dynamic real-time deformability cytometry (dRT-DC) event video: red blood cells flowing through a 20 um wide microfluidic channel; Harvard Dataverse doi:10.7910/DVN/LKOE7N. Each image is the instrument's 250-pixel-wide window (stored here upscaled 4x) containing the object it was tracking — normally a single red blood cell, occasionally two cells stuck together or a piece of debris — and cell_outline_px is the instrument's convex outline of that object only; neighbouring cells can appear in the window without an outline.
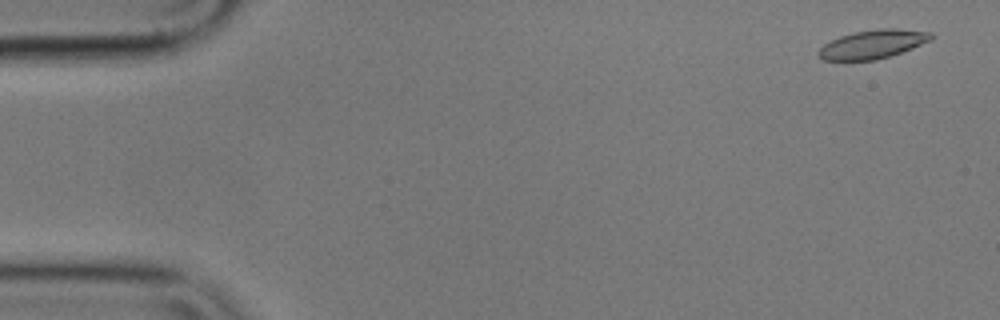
{"species": "common noctule bat (a hibernating species)", "species_latin": "Nyctalus noctula", "temperature_condition": "cold", "stored_images_in_passage": 56, "camera_frame_rate_fps": 3000, "um_per_image_px": 0.085, "animal": {"sex": "male", "body_mass_g": 17.9}, "frame": {"image": 1, "passage_image": 3, "time_ms": 0.667, "image_size_px": [1000, 320], "cell_outline_px": [[936, 36], [932, 40], [912, 48], [876, 60], [824, 60], [816, 52], [824, 44], [840, 36], [856, 32], [880, 28], [896, 28], [932, 32]], "centroid_in_image_um": [74.23, 3.75], "position_along_channel_um": 10.8, "area_um2": 18.73}}
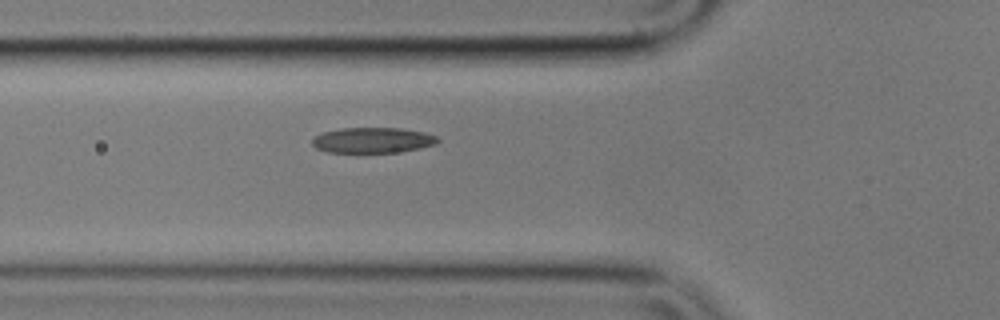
{"frame": {"image": 2, "passage_image": 20, "time_ms": 6.333, "image_size_px": [1000, 320], "cell_outline_px": [[440, 140], [436, 144], [420, 148], [396, 152], [328, 152], [316, 148], [312, 144], [312, 140], [316, 136], [324, 132], [340, 128], [400, 128], [424, 132], [436, 136]], "centroid_in_image_um": [31.69, 11.91], "position_along_channel_um": 94.1, "area_um2": 18.5}}
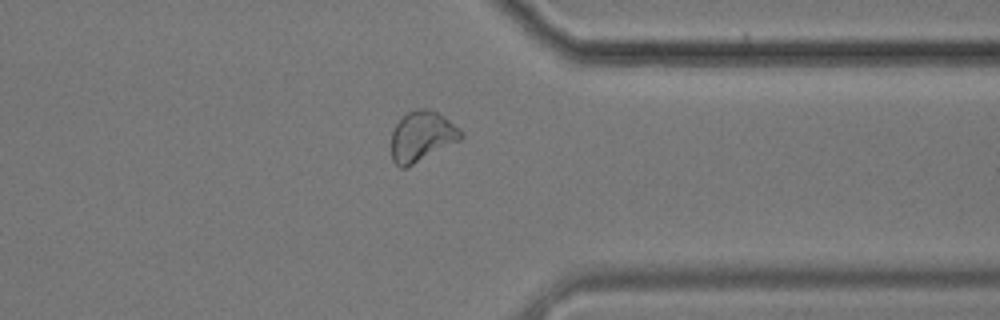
{"frame": {"image": 3, "passage_image": 44, "time_ms": 14.333, "image_size_px": [1000, 320], "cell_outline_px": [[464, 136], [460, 140], [404, 168], [400, 168], [392, 160], [392, 128], [408, 112], [416, 108], [428, 108], [444, 116], [464, 132]], "centroid_in_image_um": [35.86, 11.57], "position_along_channel_um": 375.5, "area_um2": 20.17}, "authors_computed_cell_mechanics": {"area_um2": 19.2474, "velocity_mm_per_s": 3.5772, "shape_relaxation_time_tau1_ms": 2.7068, "shape_relaxation_time_tau2_ms": 3.3832, "deformation_change_tau1": 0.0905, "deformation_change_tau2": 0.0943}}